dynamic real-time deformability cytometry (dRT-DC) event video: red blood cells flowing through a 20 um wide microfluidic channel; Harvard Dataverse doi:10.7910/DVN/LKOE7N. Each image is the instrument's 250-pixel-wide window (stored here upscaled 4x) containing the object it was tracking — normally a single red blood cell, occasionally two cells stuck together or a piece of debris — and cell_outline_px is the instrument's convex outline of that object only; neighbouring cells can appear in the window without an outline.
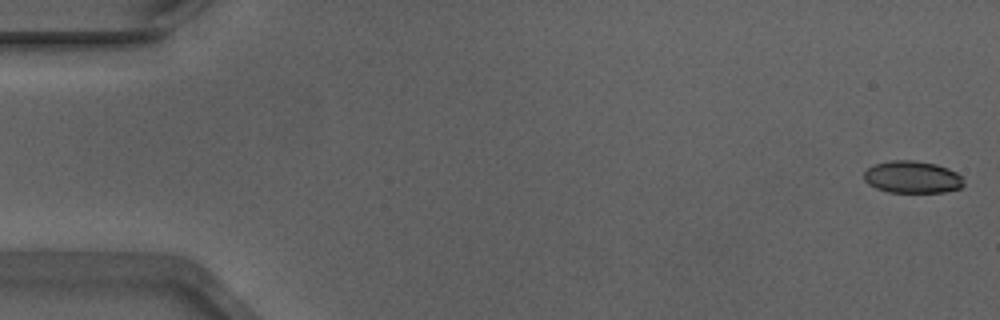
{"species": "Egyptian fruit bat (a non-hibernating species)", "species_latin": "Rousettus aegyptiacus", "temperature_condition": "warm", "stored_images_in_passage": 8, "camera_frame_rate_fps": 3000, "um_per_image_px": 0.085, "animal": {"sex": "male"}, "frame": {"image": 1, "passage_image": 1, "time_ms": 0.0, "image_size_px": [1000, 320], "cell_outline_px": [[964, 184], [960, 188], [944, 192], [888, 192], [876, 188], [868, 184], [864, 180], [864, 172], [868, 168], [876, 164], [892, 160], [916, 160], [936, 164], [948, 168], [956, 172], [964, 180]], "centroid_in_image_um": [77.55, 15.05], "position_along_channel_um": 7.5, "area_um2": 18.73}}